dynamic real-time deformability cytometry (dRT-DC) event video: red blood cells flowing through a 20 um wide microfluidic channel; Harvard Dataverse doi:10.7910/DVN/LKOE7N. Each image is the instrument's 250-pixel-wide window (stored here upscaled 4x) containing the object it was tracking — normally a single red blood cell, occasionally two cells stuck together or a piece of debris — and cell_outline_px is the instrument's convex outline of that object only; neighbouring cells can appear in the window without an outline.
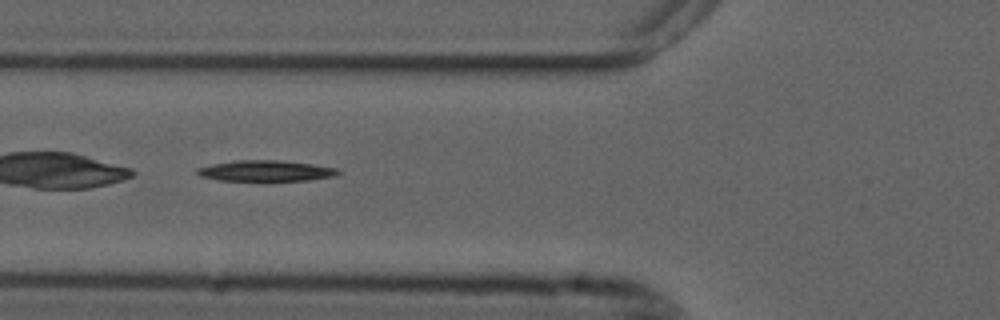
{"species": "common noctule bat (a hibernating species)", "species_latin": "Nyctalus noctula", "temperature_condition": "cold", "stored_images_in_passage": 40, "camera_frame_rate_fps": 3000, "um_per_image_px": 0.085, "animal": {"sex": "male", "forearm_length_mm": 52.5}, "frame": {"image": 1, "passage_image": 7, "time_ms": 2.0, "image_size_px": [1000, 320], "cell_outline_px": [[340, 172], [336, 176], [308, 180], [260, 184], [216, 180], [200, 176], [196, 172], [196, 168], [212, 164], [236, 160], [284, 160], [312, 164], [336, 168]], "centroid_in_image_um": [22.55, 14.58], "position_along_channel_um": 103.3, "area_um2": 18.38}}
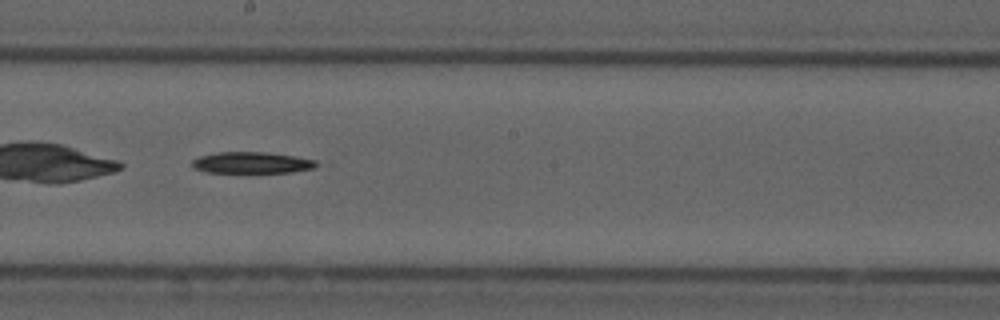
{"frame": {"image": 2, "passage_image": 17, "time_ms": 5.333, "image_size_px": [1000, 320], "cell_outline_px": [[316, 164], [312, 168], [292, 172], [204, 172], [192, 168], [192, 160], [200, 156], [216, 152], [264, 152], [292, 156], [316, 160]], "centroid_in_image_um": [21.32, 13.82], "position_along_channel_um": 226.9, "area_um2": 15.26}}
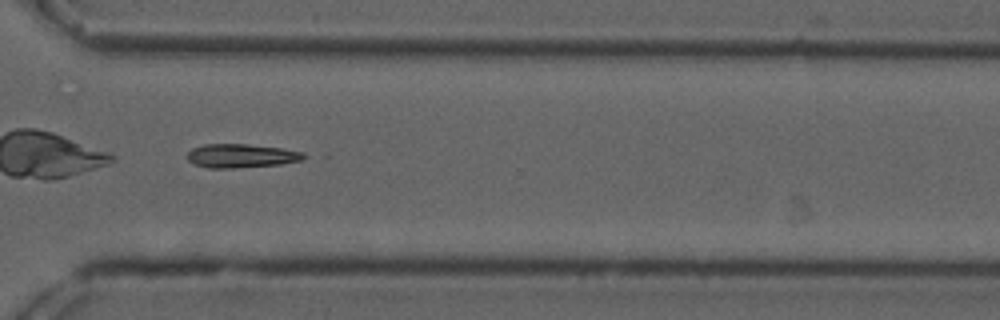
{"frame": {"image": 3, "passage_image": 27, "time_ms": 8.667, "image_size_px": [1000, 320], "cell_outline_px": [[308, 156], [300, 160], [280, 164], [232, 168], [208, 168], [192, 164], [188, 160], [188, 152], [192, 148], [204, 144], [248, 144], [284, 148], [304, 152]], "centroid_in_image_um": [20.5, 13.24], "position_along_channel_um": 350.1, "area_um2": 16.24}, "authors_computed_cell_mechanics": {"area_um2": 17.1955, "velocity_mm_per_s": 3.6995, "shape_relaxation_time_tau1_ms": 3.7676, "shape_relaxation_time_tau2_ms": null, "deformation_change_tau1": 0.106, "deformation_change_tau2": null}}